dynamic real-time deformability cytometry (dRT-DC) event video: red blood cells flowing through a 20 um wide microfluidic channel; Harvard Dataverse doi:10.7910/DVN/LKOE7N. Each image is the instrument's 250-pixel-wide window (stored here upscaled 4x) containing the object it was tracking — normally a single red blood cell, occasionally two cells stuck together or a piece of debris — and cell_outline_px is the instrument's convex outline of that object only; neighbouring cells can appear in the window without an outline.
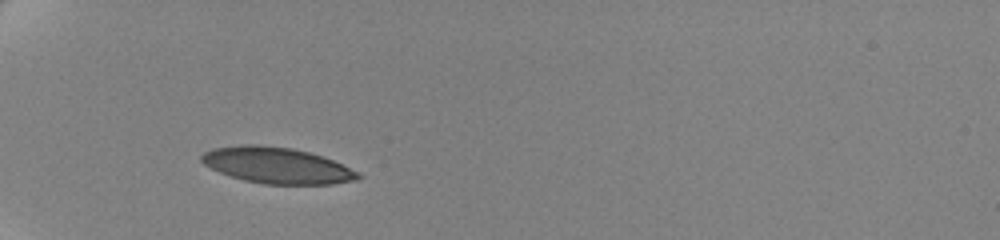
{"species": "human", "species_latin": "Homo sapiens", "temperature_condition": "cold", "stored_images_in_passage": 39, "camera_frame_rate_fps": 3000, "um_per_image_px": 0.085, "donor": {"sex": "female"}, "frame": {"image": 1, "passage_image": 1, "time_ms": 0.0, "image_size_px": [1000, 240], "cell_outline_px": [[364, 176], [356, 180], [332, 184], [264, 184], [244, 180], [220, 172], [204, 164], [200, 160], [200, 156], [204, 152], [212, 148], [244, 144], [260, 144], [292, 148], [308, 152], [332, 160], [360, 172]], "centroid_in_image_um": [23.54, 14.05], "position_along_channel_um": 61.5, "area_um2": 32.89}}
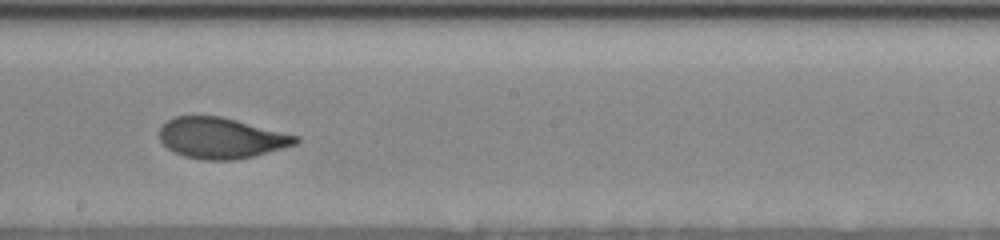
{"frame": {"image": 2, "passage_image": 17, "time_ms": 5.333, "image_size_px": [1000, 240], "cell_outline_px": [[300, 140], [296, 144], [252, 156], [236, 160], [200, 160], [184, 156], [168, 148], [160, 140], [160, 128], [168, 120], [176, 116], [220, 116], [300, 136]], "centroid_in_image_um": [18.8, 11.73], "position_along_channel_um": 229.4, "area_um2": 32.14}}
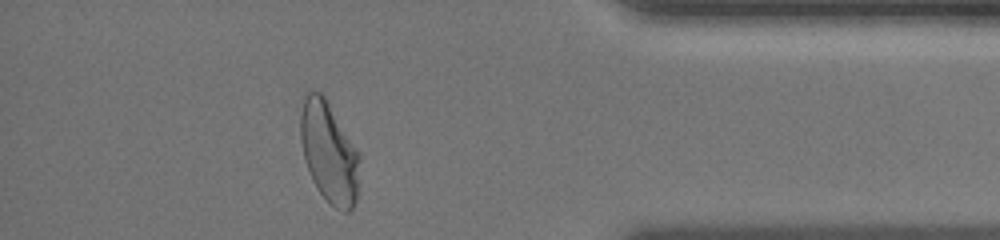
{"frame": {"image": 3, "passage_image": 34, "time_ms": 11.0, "image_size_px": [1000, 240], "cell_outline_px": [[360, 156], [356, 204], [348, 212], [344, 212], [336, 208], [316, 188], [312, 180], [304, 160], [300, 140], [300, 116], [304, 92], [320, 92], [324, 96]], "centroid_in_image_um": [27.94, 12.96], "position_along_channel_um": 407.3, "area_um2": 34.45}, "authors_computed_cell_mechanics": {"area_um2": 33.3506, "velocity_mm_per_s": 3.4902, "shape_relaxation_time_tau1_ms": 4.1893, "shape_relaxation_time_tau2_ms": null, "deformation_change_tau1": 0.1716, "deformation_change_tau2": null}}